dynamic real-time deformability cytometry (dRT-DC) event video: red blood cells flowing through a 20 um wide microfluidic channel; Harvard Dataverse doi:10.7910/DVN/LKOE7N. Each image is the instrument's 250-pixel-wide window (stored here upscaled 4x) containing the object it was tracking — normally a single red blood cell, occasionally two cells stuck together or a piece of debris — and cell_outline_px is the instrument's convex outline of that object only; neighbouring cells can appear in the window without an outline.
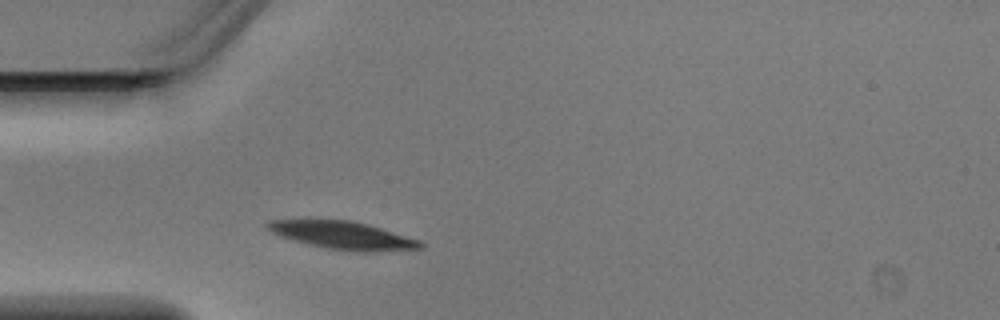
{"species": "Egyptian fruit bat (a non-hibernating species)", "species_latin": "Rousettus aegyptiacus", "temperature_condition": "warm", "stored_images_in_passage": 2, "camera_frame_rate_fps": 3000, "um_per_image_px": 0.085, "animal": {"sex": "male"}, "frame": {"image": 1, "passage_image": 2, "time_ms": 0.333, "image_size_px": [1000, 320], "cell_outline_px": [[424, 248], [376, 252], [356, 252], [328, 248], [308, 244], [280, 236], [264, 228], [264, 224], [268, 220], [352, 220], [368, 224], [420, 240], [424, 244]], "centroid_in_image_um": [29.15, 20.0], "position_along_channel_um": 55.8, "area_um2": 24.85}}